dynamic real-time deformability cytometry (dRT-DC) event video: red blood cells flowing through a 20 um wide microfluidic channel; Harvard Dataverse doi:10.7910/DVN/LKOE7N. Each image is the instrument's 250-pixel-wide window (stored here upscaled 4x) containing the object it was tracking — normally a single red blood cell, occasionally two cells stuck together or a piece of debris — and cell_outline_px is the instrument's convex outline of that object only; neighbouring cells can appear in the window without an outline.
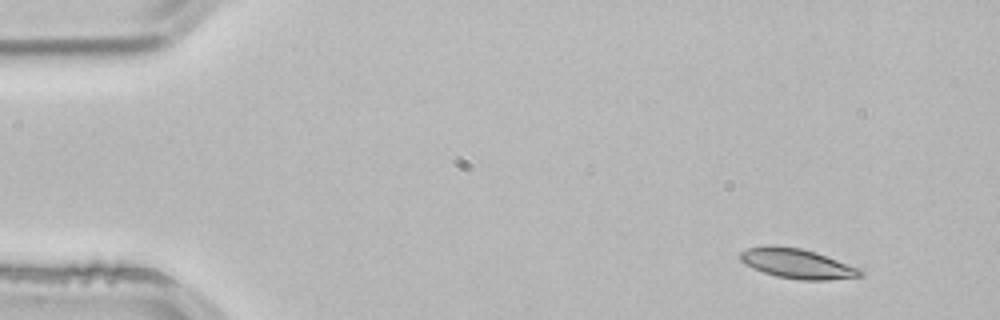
{"species": "common noctule bat (a hibernating species)", "species_latin": "Nyctalus noctula", "temperature_condition": "room temperature", "stored_images_in_passage": 4, "segment_of_instrument_passage": [2, 2], "camera_frame_rate_fps": 3000, "um_per_image_px": 0.085, "animal": {"sex": "male", "body_mass_g": 21.5, "forearm_length_mm": 52.0}, "frame": {"image": 1, "passage_image": 4, "time_ms": 1.0, "image_size_px": [1000, 320], "cell_outline_px": [[864, 276], [828, 280], [800, 280], [776, 276], [764, 272], [744, 264], [740, 260], [740, 252], [748, 248], [764, 244], [768, 244], [800, 248], [816, 252], [860, 268], [864, 272]], "centroid_in_image_um": [67.76, 22.4], "position_along_channel_um": 17.2, "area_um2": 21.04}}